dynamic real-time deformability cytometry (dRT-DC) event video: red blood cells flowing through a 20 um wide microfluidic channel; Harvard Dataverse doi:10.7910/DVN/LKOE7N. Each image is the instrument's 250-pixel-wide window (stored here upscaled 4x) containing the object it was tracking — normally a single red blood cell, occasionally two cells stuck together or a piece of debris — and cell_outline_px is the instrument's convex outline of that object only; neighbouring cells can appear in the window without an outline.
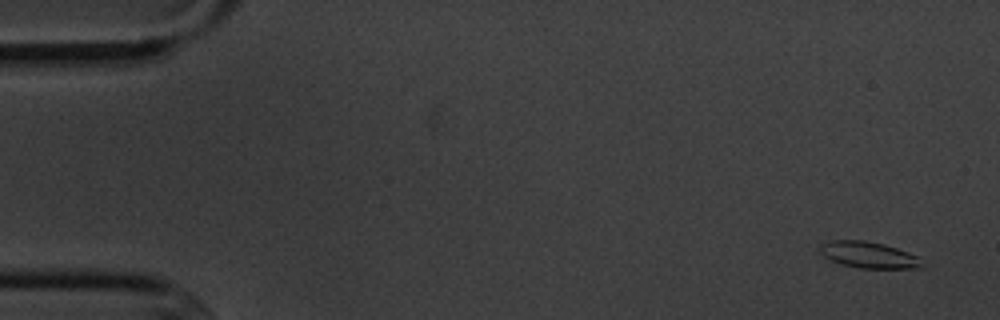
{"species": "common noctule bat (a hibernating species)", "species_latin": "Nyctalus noctula", "temperature_condition": "cold", "stored_images_in_passage": 7, "camera_frame_rate_fps": 3000, "um_per_image_px": 0.085, "animal": {"sex": "male", "body_mass_g": 20.1, "forearm_length_mm": 53.5}, "frame": {"image": 1, "passage_image": 1, "time_ms": 0.0, "image_size_px": [1000, 320], "cell_outline_px": [[924, 268], [860, 268], [840, 264], [824, 256], [820, 252], [820, 244], [828, 240], [864, 240], [884, 244], [908, 252], [916, 256]], "centroid_in_image_um": [73.79, 21.66], "position_along_channel_um": 11.2, "area_um2": 15.55}}
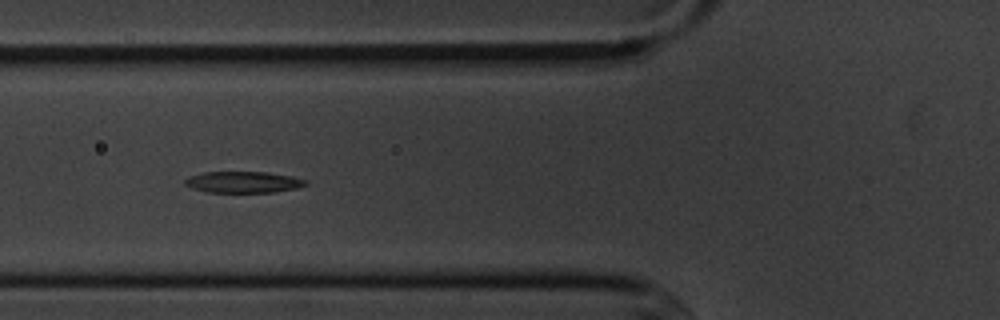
{"frame": {"image": 2, "passage_image": 6, "time_ms": 6.0, "image_size_px": [1000, 320], "cell_outline_px": [[308, 184], [296, 188], [276, 192], [208, 192], [192, 188], [184, 184], [184, 180], [192, 176], [204, 172], [264, 172], [292, 176], [308, 180]], "centroid_in_image_um": [20.71, 15.48], "position_along_channel_um": 105.1, "area_um2": 14.91}}
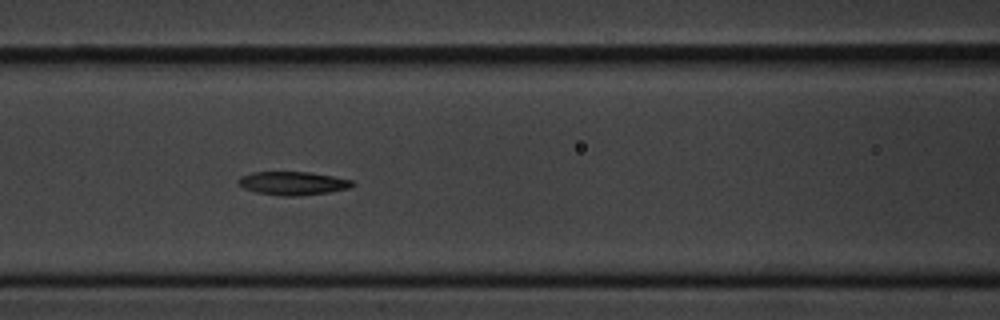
{"frame": {"image": 3, "passage_image": 7, "time_ms": 7.0, "image_size_px": [1000, 320], "cell_outline_px": [[356, 184], [348, 188], [328, 192], [296, 196], [284, 196], [256, 192], [244, 188], [236, 180], [240, 176], [252, 172], [308, 172], [332, 176], [352, 180]], "centroid_in_image_um": [24.87, 15.57], "position_along_channel_um": 141.7, "area_um2": 15.43}}